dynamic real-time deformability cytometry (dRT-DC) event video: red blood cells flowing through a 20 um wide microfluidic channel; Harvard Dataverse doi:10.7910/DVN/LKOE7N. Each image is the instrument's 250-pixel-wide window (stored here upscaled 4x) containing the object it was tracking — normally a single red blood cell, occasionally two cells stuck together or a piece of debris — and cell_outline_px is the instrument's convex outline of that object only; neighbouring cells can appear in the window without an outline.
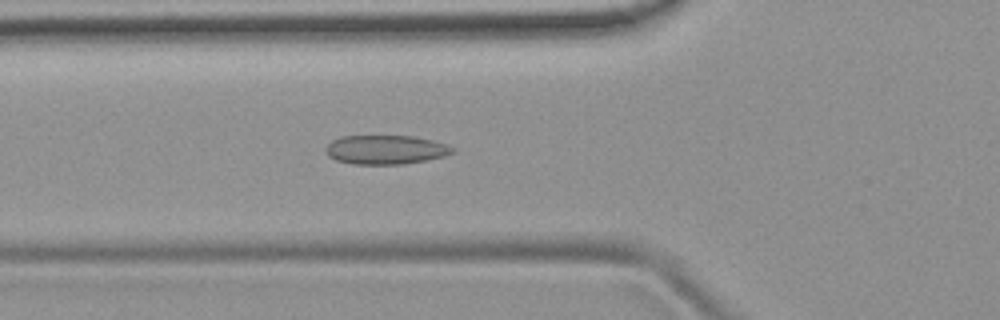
{"species": "common noctule bat (a hibernating species)", "species_latin": "Nyctalus noctula", "temperature_condition": "room temperature", "stored_images_in_passage": 52, "camera_frame_rate_fps": 3000, "um_per_image_px": 0.085, "animal": {"sex": "female", "body_mass_g": 19.9}, "frame": {"image": 1, "passage_image": 19, "time_ms": 6.0, "image_size_px": [1000, 320], "cell_outline_px": [[456, 148], [452, 152], [444, 156], [404, 164], [352, 164], [336, 160], [328, 156], [324, 152], [324, 148], [332, 140], [340, 136], [412, 136], [432, 140]], "centroid_in_image_um": [32.72, 12.72], "position_along_channel_um": 93.1, "area_um2": 21.44}}
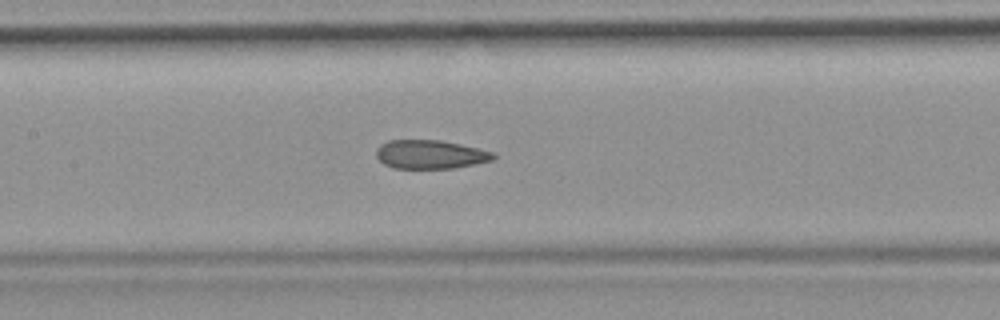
{"frame": {"image": 2, "passage_image": 25, "time_ms": 8.0, "image_size_px": [1000, 320], "cell_outline_px": [[496, 156], [492, 160], [452, 168], [392, 168], [384, 164], [376, 156], [376, 148], [380, 144], [388, 140], [440, 140], [460, 144], [492, 152]], "centroid_in_image_um": [36.51, 13.12], "position_along_channel_um": 170.9, "area_um2": 19.42}}
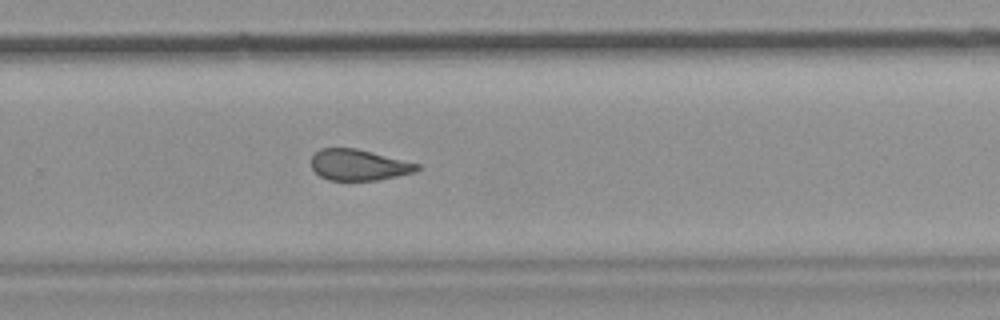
{"frame": {"image": 3, "passage_image": 35, "time_ms": 11.333, "image_size_px": [1000, 320], "cell_outline_px": [[420, 168], [416, 172], [376, 180], [328, 180], [320, 176], [312, 168], [312, 156], [320, 148], [356, 148], [420, 164]], "centroid_in_image_um": [30.49, 14.02], "position_along_channel_um": 299.3, "area_um2": 19.02}, "authors_computed_cell_mechanics": {"area_um2": 20.8369, "velocity_mm_per_s": 3.8678, "shape_relaxation_time_tau1_ms": null, "shape_relaxation_time_tau2_ms": 1.9827, "deformation_change_tau1": null, "deformation_change_tau2": 0.0731}}